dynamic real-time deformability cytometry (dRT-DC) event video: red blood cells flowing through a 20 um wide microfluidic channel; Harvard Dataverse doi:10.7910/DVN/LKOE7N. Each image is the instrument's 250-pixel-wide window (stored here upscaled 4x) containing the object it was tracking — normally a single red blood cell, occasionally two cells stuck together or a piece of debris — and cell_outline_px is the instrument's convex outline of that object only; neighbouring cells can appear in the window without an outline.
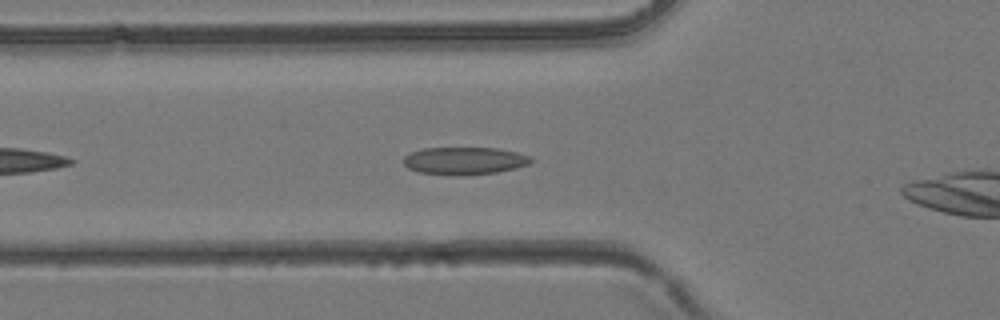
{"species": "common noctule bat (a hibernating species)", "species_latin": "Nyctalus noctula", "temperature_condition": "room temperature", "stored_images_in_passage": 24, "camera_frame_rate_fps": 3000, "um_per_image_px": 0.085, "animal": {"sex": "female", "body_mass_g": 24.6, "forearm_length_mm": 56.2}, "frame": {"image": 1, "passage_image": 2, "time_ms": 0.333, "image_size_px": [1000, 320], "cell_outline_px": [[532, 160], [528, 164], [516, 168], [496, 172], [464, 176], [420, 172], [408, 168], [404, 164], [404, 156], [412, 152], [424, 148], [496, 148], [516, 152], [532, 156]], "centroid_in_image_um": [39.5, 13.67], "position_along_channel_um": 86.3, "area_um2": 20.35}}
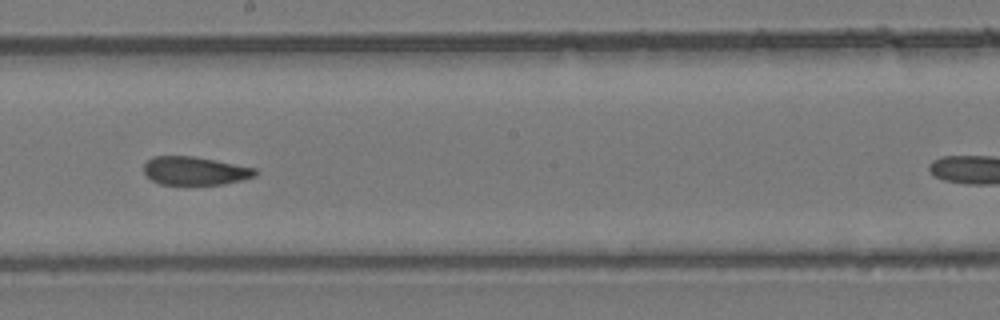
{"frame": {"image": 2, "passage_image": 11, "time_ms": 3.333, "image_size_px": [1000, 320], "cell_outline_px": [[256, 176], [224, 184], [160, 184], [152, 180], [144, 172], [144, 164], [152, 156], [192, 156], [216, 160], [256, 168]], "centroid_in_image_um": [16.56, 14.51], "position_along_channel_um": 231.6, "area_um2": 18.26}}
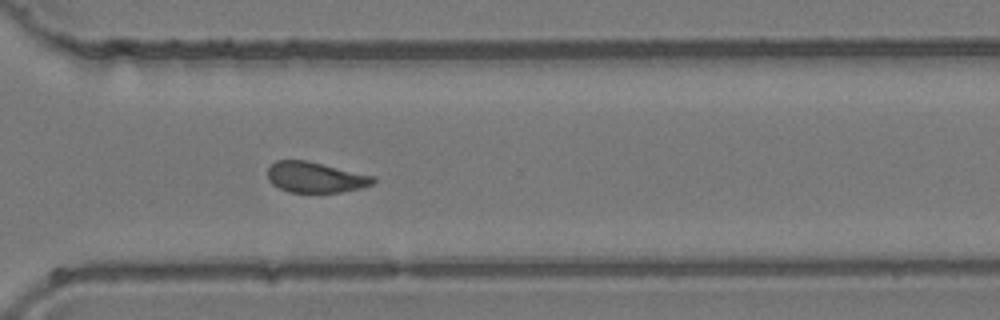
{"frame": {"image": 3, "passage_image": 18, "time_ms": 5.667, "image_size_px": [1000, 320], "cell_outline_px": [[376, 180], [372, 184], [360, 188], [340, 192], [288, 192], [272, 184], [268, 180], [268, 168], [276, 160], [304, 160], [376, 176]], "centroid_in_image_um": [26.8, 15.07], "position_along_channel_um": 343.8, "area_um2": 18.73}}